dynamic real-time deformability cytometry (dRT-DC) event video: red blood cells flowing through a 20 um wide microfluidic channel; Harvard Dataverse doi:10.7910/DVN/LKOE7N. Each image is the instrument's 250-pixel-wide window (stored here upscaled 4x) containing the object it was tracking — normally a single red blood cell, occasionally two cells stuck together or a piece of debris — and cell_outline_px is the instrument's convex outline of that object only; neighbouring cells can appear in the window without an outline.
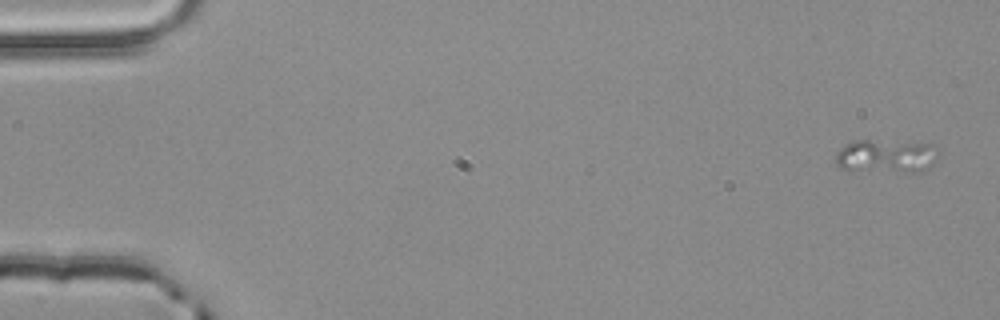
{"species": "common noctule bat (a hibernating species)", "species_latin": "Nyctalus noctula", "temperature_condition": "room temperature", "stored_images_in_passage": 5, "camera_frame_rate_fps": 3000, "um_per_image_px": 0.085, "animal": {"sex": "male", "body_mass_g": 20.4}, "frame": {"image": 1, "passage_image": 1, "time_ms": 0.0, "image_size_px": [1000, 320], "cell_outline_px": [[936, 160], [932, 164], [920, 172], [912, 172], [840, 168], [836, 164], [836, 152], [840, 148], [852, 140], [868, 140], [932, 144], [936, 156]], "centroid_in_image_um": [75.29, 13.26], "position_along_channel_um": 9.7, "area_um2": 19.42}}